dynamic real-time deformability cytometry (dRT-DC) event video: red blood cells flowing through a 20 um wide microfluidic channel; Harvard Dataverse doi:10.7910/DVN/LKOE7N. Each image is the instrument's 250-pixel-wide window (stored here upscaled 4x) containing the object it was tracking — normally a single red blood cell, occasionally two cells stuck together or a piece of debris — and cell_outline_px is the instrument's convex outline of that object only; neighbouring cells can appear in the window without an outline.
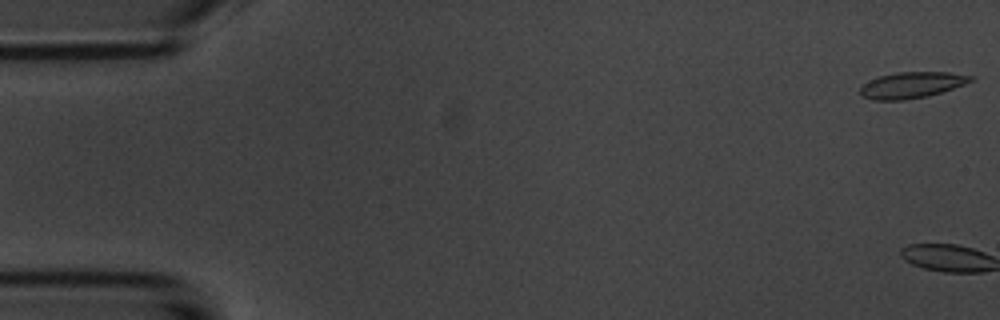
{"species": "common noctule bat (a hibernating species)", "species_latin": "Nyctalus noctula", "temperature_condition": "room temperature", "stored_images_in_passage": 6, "camera_frame_rate_fps": 3000, "um_per_image_px": 0.085, "animal": {"sex": "male", "body_mass_g": 20.1, "forearm_length_mm": 53.5}, "frame": {"image": 1, "passage_image": 1, "time_ms": 0.0, "image_size_px": [1000, 320], "cell_outline_px": [[976, 76], [972, 80], [964, 84], [928, 96], [904, 100], [872, 100], [864, 96], [860, 92], [860, 88], [864, 84], [876, 76], [896, 72], [948, 72]], "centroid_in_image_um": [77.48, 7.22], "position_along_channel_um": 7.5, "area_um2": 16.76}}